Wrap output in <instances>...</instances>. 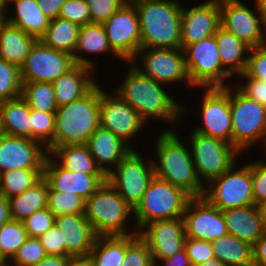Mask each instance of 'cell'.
<instances>
[{"label": "cell", "mask_w": 266, "mask_h": 266, "mask_svg": "<svg viewBox=\"0 0 266 266\" xmlns=\"http://www.w3.org/2000/svg\"><path fill=\"white\" fill-rule=\"evenodd\" d=\"M137 9L141 47L181 48L182 5L176 0H130Z\"/></svg>", "instance_id": "1"}, {"label": "cell", "mask_w": 266, "mask_h": 266, "mask_svg": "<svg viewBox=\"0 0 266 266\" xmlns=\"http://www.w3.org/2000/svg\"><path fill=\"white\" fill-rule=\"evenodd\" d=\"M100 126V88L96 84L86 95L58 106L55 112L54 147L86 144Z\"/></svg>", "instance_id": "2"}, {"label": "cell", "mask_w": 266, "mask_h": 266, "mask_svg": "<svg viewBox=\"0 0 266 266\" xmlns=\"http://www.w3.org/2000/svg\"><path fill=\"white\" fill-rule=\"evenodd\" d=\"M158 163L153 162L155 176L182 188L193 197H203L201 183L190 151L172 131H164L157 140Z\"/></svg>", "instance_id": "3"}, {"label": "cell", "mask_w": 266, "mask_h": 266, "mask_svg": "<svg viewBox=\"0 0 266 266\" xmlns=\"http://www.w3.org/2000/svg\"><path fill=\"white\" fill-rule=\"evenodd\" d=\"M125 78L116 95L136 110L145 121L155 117L173 123L178 118L183 109L162 89L163 84L147 77L135 66Z\"/></svg>", "instance_id": "4"}, {"label": "cell", "mask_w": 266, "mask_h": 266, "mask_svg": "<svg viewBox=\"0 0 266 266\" xmlns=\"http://www.w3.org/2000/svg\"><path fill=\"white\" fill-rule=\"evenodd\" d=\"M133 208L105 181L85 200L84 216L97 236H127L125 220Z\"/></svg>", "instance_id": "5"}, {"label": "cell", "mask_w": 266, "mask_h": 266, "mask_svg": "<svg viewBox=\"0 0 266 266\" xmlns=\"http://www.w3.org/2000/svg\"><path fill=\"white\" fill-rule=\"evenodd\" d=\"M192 197L182 188L154 176L141 201L133 209L140 230L155 220L183 218Z\"/></svg>", "instance_id": "6"}, {"label": "cell", "mask_w": 266, "mask_h": 266, "mask_svg": "<svg viewBox=\"0 0 266 266\" xmlns=\"http://www.w3.org/2000/svg\"><path fill=\"white\" fill-rule=\"evenodd\" d=\"M235 90L234 95L230 90L232 145L241 152L263 139L266 146V107Z\"/></svg>", "instance_id": "7"}, {"label": "cell", "mask_w": 266, "mask_h": 266, "mask_svg": "<svg viewBox=\"0 0 266 266\" xmlns=\"http://www.w3.org/2000/svg\"><path fill=\"white\" fill-rule=\"evenodd\" d=\"M182 50L188 77L193 86L224 87L223 81L230 75L222 68L215 35L187 45Z\"/></svg>", "instance_id": "8"}, {"label": "cell", "mask_w": 266, "mask_h": 266, "mask_svg": "<svg viewBox=\"0 0 266 266\" xmlns=\"http://www.w3.org/2000/svg\"><path fill=\"white\" fill-rule=\"evenodd\" d=\"M232 165L220 177L210 181L211 192L206 188L203 197L221 211L255 205L252 192V163L239 170ZM215 183V184H214Z\"/></svg>", "instance_id": "9"}, {"label": "cell", "mask_w": 266, "mask_h": 266, "mask_svg": "<svg viewBox=\"0 0 266 266\" xmlns=\"http://www.w3.org/2000/svg\"><path fill=\"white\" fill-rule=\"evenodd\" d=\"M145 164L133 149L116 166V171L111 170L107 175V181L133 209L155 176L153 162Z\"/></svg>", "instance_id": "10"}, {"label": "cell", "mask_w": 266, "mask_h": 266, "mask_svg": "<svg viewBox=\"0 0 266 266\" xmlns=\"http://www.w3.org/2000/svg\"><path fill=\"white\" fill-rule=\"evenodd\" d=\"M191 146V156L198 177L208 182L220 177L236 164L234 155L239 153L232 144L195 131L191 135Z\"/></svg>", "instance_id": "11"}, {"label": "cell", "mask_w": 266, "mask_h": 266, "mask_svg": "<svg viewBox=\"0 0 266 266\" xmlns=\"http://www.w3.org/2000/svg\"><path fill=\"white\" fill-rule=\"evenodd\" d=\"M103 26L112 50L121 59L132 63L141 48L139 16L135 5L128 0L103 23Z\"/></svg>", "instance_id": "12"}, {"label": "cell", "mask_w": 266, "mask_h": 266, "mask_svg": "<svg viewBox=\"0 0 266 266\" xmlns=\"http://www.w3.org/2000/svg\"><path fill=\"white\" fill-rule=\"evenodd\" d=\"M255 2L259 17L239 0H220L221 27L250 48L266 44V37L261 29V25L265 26V13L258 0Z\"/></svg>", "instance_id": "13"}, {"label": "cell", "mask_w": 266, "mask_h": 266, "mask_svg": "<svg viewBox=\"0 0 266 266\" xmlns=\"http://www.w3.org/2000/svg\"><path fill=\"white\" fill-rule=\"evenodd\" d=\"M73 56L38 39L20 67L22 83L53 82L75 66Z\"/></svg>", "instance_id": "14"}, {"label": "cell", "mask_w": 266, "mask_h": 266, "mask_svg": "<svg viewBox=\"0 0 266 266\" xmlns=\"http://www.w3.org/2000/svg\"><path fill=\"white\" fill-rule=\"evenodd\" d=\"M230 89L224 87H206L201 106L204 127L195 132L223 140L232 144V123L230 109Z\"/></svg>", "instance_id": "15"}, {"label": "cell", "mask_w": 266, "mask_h": 266, "mask_svg": "<svg viewBox=\"0 0 266 266\" xmlns=\"http://www.w3.org/2000/svg\"><path fill=\"white\" fill-rule=\"evenodd\" d=\"M148 49L147 51V48L141 47L133 59L136 62L137 57H142L143 68L135 66L141 73L161 84L184 79L192 85L185 67L182 48Z\"/></svg>", "instance_id": "16"}, {"label": "cell", "mask_w": 266, "mask_h": 266, "mask_svg": "<svg viewBox=\"0 0 266 266\" xmlns=\"http://www.w3.org/2000/svg\"><path fill=\"white\" fill-rule=\"evenodd\" d=\"M183 219L188 238L211 242L228 234L223 211L204 197H193L188 201Z\"/></svg>", "instance_id": "17"}, {"label": "cell", "mask_w": 266, "mask_h": 266, "mask_svg": "<svg viewBox=\"0 0 266 266\" xmlns=\"http://www.w3.org/2000/svg\"><path fill=\"white\" fill-rule=\"evenodd\" d=\"M139 230V236L150 248L154 261L174 256L185 248L186 232L183 218L155 220Z\"/></svg>", "instance_id": "18"}, {"label": "cell", "mask_w": 266, "mask_h": 266, "mask_svg": "<svg viewBox=\"0 0 266 266\" xmlns=\"http://www.w3.org/2000/svg\"><path fill=\"white\" fill-rule=\"evenodd\" d=\"M113 98L100 89V126L128 142L145 124V120L118 95Z\"/></svg>", "instance_id": "19"}, {"label": "cell", "mask_w": 266, "mask_h": 266, "mask_svg": "<svg viewBox=\"0 0 266 266\" xmlns=\"http://www.w3.org/2000/svg\"><path fill=\"white\" fill-rule=\"evenodd\" d=\"M34 139L3 134L0 138V173L15 169H44L48 151Z\"/></svg>", "instance_id": "20"}, {"label": "cell", "mask_w": 266, "mask_h": 266, "mask_svg": "<svg viewBox=\"0 0 266 266\" xmlns=\"http://www.w3.org/2000/svg\"><path fill=\"white\" fill-rule=\"evenodd\" d=\"M220 27V0H208L189 10L182 6L181 48L215 35Z\"/></svg>", "instance_id": "21"}, {"label": "cell", "mask_w": 266, "mask_h": 266, "mask_svg": "<svg viewBox=\"0 0 266 266\" xmlns=\"http://www.w3.org/2000/svg\"><path fill=\"white\" fill-rule=\"evenodd\" d=\"M56 161L47 156L43 178L53 190L58 192H73L86 200L103 182L107 181V174H84L70 171L57 164Z\"/></svg>", "instance_id": "22"}, {"label": "cell", "mask_w": 266, "mask_h": 266, "mask_svg": "<svg viewBox=\"0 0 266 266\" xmlns=\"http://www.w3.org/2000/svg\"><path fill=\"white\" fill-rule=\"evenodd\" d=\"M68 257L89 256L97 235L84 214H67L55 218Z\"/></svg>", "instance_id": "23"}, {"label": "cell", "mask_w": 266, "mask_h": 266, "mask_svg": "<svg viewBox=\"0 0 266 266\" xmlns=\"http://www.w3.org/2000/svg\"><path fill=\"white\" fill-rule=\"evenodd\" d=\"M86 145L97 165L107 175L111 170L106 166L116 167L132 150L121 138L101 126L91 135Z\"/></svg>", "instance_id": "24"}, {"label": "cell", "mask_w": 266, "mask_h": 266, "mask_svg": "<svg viewBox=\"0 0 266 266\" xmlns=\"http://www.w3.org/2000/svg\"><path fill=\"white\" fill-rule=\"evenodd\" d=\"M229 234L254 245L265 233L264 221L257 205L223 211Z\"/></svg>", "instance_id": "25"}, {"label": "cell", "mask_w": 266, "mask_h": 266, "mask_svg": "<svg viewBox=\"0 0 266 266\" xmlns=\"http://www.w3.org/2000/svg\"><path fill=\"white\" fill-rule=\"evenodd\" d=\"M91 67L76 64L67 73L52 82L57 106L71 103L86 95L96 83L86 75Z\"/></svg>", "instance_id": "26"}, {"label": "cell", "mask_w": 266, "mask_h": 266, "mask_svg": "<svg viewBox=\"0 0 266 266\" xmlns=\"http://www.w3.org/2000/svg\"><path fill=\"white\" fill-rule=\"evenodd\" d=\"M37 40L5 21L0 27V58L20 68Z\"/></svg>", "instance_id": "27"}, {"label": "cell", "mask_w": 266, "mask_h": 266, "mask_svg": "<svg viewBox=\"0 0 266 266\" xmlns=\"http://www.w3.org/2000/svg\"><path fill=\"white\" fill-rule=\"evenodd\" d=\"M139 232L127 236H97L89 257L95 266H122L127 247Z\"/></svg>", "instance_id": "28"}, {"label": "cell", "mask_w": 266, "mask_h": 266, "mask_svg": "<svg viewBox=\"0 0 266 266\" xmlns=\"http://www.w3.org/2000/svg\"><path fill=\"white\" fill-rule=\"evenodd\" d=\"M0 128L3 134L31 139L30 107L21 97L0 102Z\"/></svg>", "instance_id": "29"}, {"label": "cell", "mask_w": 266, "mask_h": 266, "mask_svg": "<svg viewBox=\"0 0 266 266\" xmlns=\"http://www.w3.org/2000/svg\"><path fill=\"white\" fill-rule=\"evenodd\" d=\"M9 2H15L17 15L6 17V22L40 39L45 34L50 19L42 12L37 0H8Z\"/></svg>", "instance_id": "30"}, {"label": "cell", "mask_w": 266, "mask_h": 266, "mask_svg": "<svg viewBox=\"0 0 266 266\" xmlns=\"http://www.w3.org/2000/svg\"><path fill=\"white\" fill-rule=\"evenodd\" d=\"M218 45V51L221 59L222 68L231 76L234 72L239 75L244 73L247 66V57H244V51L250 50V47L233 33L220 27L215 34ZM244 57V58H243ZM226 65L228 68H226Z\"/></svg>", "instance_id": "31"}, {"label": "cell", "mask_w": 266, "mask_h": 266, "mask_svg": "<svg viewBox=\"0 0 266 266\" xmlns=\"http://www.w3.org/2000/svg\"><path fill=\"white\" fill-rule=\"evenodd\" d=\"M49 184L42 178L32 188L8 199L12 220L23 221L37 210L48 207Z\"/></svg>", "instance_id": "32"}, {"label": "cell", "mask_w": 266, "mask_h": 266, "mask_svg": "<svg viewBox=\"0 0 266 266\" xmlns=\"http://www.w3.org/2000/svg\"><path fill=\"white\" fill-rule=\"evenodd\" d=\"M214 256L227 266H253V245L226 234L211 241Z\"/></svg>", "instance_id": "33"}, {"label": "cell", "mask_w": 266, "mask_h": 266, "mask_svg": "<svg viewBox=\"0 0 266 266\" xmlns=\"http://www.w3.org/2000/svg\"><path fill=\"white\" fill-rule=\"evenodd\" d=\"M48 154L61 159L58 164L67 170L84 174H105L90 154L86 144L55 146Z\"/></svg>", "instance_id": "34"}, {"label": "cell", "mask_w": 266, "mask_h": 266, "mask_svg": "<svg viewBox=\"0 0 266 266\" xmlns=\"http://www.w3.org/2000/svg\"><path fill=\"white\" fill-rule=\"evenodd\" d=\"M80 28V25L58 16L50 20L49 26L40 40L53 49L73 56Z\"/></svg>", "instance_id": "35"}, {"label": "cell", "mask_w": 266, "mask_h": 266, "mask_svg": "<svg viewBox=\"0 0 266 266\" xmlns=\"http://www.w3.org/2000/svg\"><path fill=\"white\" fill-rule=\"evenodd\" d=\"M110 50L117 55L109 44L103 24L90 23L81 26L79 37L74 51L73 59L75 64L86 65L93 68L94 63L77 55L78 52L102 53ZM77 52V53H76Z\"/></svg>", "instance_id": "36"}, {"label": "cell", "mask_w": 266, "mask_h": 266, "mask_svg": "<svg viewBox=\"0 0 266 266\" xmlns=\"http://www.w3.org/2000/svg\"><path fill=\"white\" fill-rule=\"evenodd\" d=\"M43 178V169H15L0 173V194L12 198Z\"/></svg>", "instance_id": "37"}, {"label": "cell", "mask_w": 266, "mask_h": 266, "mask_svg": "<svg viewBox=\"0 0 266 266\" xmlns=\"http://www.w3.org/2000/svg\"><path fill=\"white\" fill-rule=\"evenodd\" d=\"M21 98L28 104L30 109L56 112L58 108L55 102L52 82L23 83Z\"/></svg>", "instance_id": "38"}, {"label": "cell", "mask_w": 266, "mask_h": 266, "mask_svg": "<svg viewBox=\"0 0 266 266\" xmlns=\"http://www.w3.org/2000/svg\"><path fill=\"white\" fill-rule=\"evenodd\" d=\"M28 238L22 221L10 219L0 228V260L12 258Z\"/></svg>", "instance_id": "39"}, {"label": "cell", "mask_w": 266, "mask_h": 266, "mask_svg": "<svg viewBox=\"0 0 266 266\" xmlns=\"http://www.w3.org/2000/svg\"><path fill=\"white\" fill-rule=\"evenodd\" d=\"M48 208L55 217L67 214H84L85 200L73 192H58L49 186Z\"/></svg>", "instance_id": "40"}, {"label": "cell", "mask_w": 266, "mask_h": 266, "mask_svg": "<svg viewBox=\"0 0 266 266\" xmlns=\"http://www.w3.org/2000/svg\"><path fill=\"white\" fill-rule=\"evenodd\" d=\"M31 139L46 144L48 153L54 148L55 112L30 109Z\"/></svg>", "instance_id": "41"}, {"label": "cell", "mask_w": 266, "mask_h": 266, "mask_svg": "<svg viewBox=\"0 0 266 266\" xmlns=\"http://www.w3.org/2000/svg\"><path fill=\"white\" fill-rule=\"evenodd\" d=\"M20 68L0 58V102L21 97Z\"/></svg>", "instance_id": "42"}, {"label": "cell", "mask_w": 266, "mask_h": 266, "mask_svg": "<svg viewBox=\"0 0 266 266\" xmlns=\"http://www.w3.org/2000/svg\"><path fill=\"white\" fill-rule=\"evenodd\" d=\"M48 255L36 237H28L11 258L16 266H31Z\"/></svg>", "instance_id": "43"}, {"label": "cell", "mask_w": 266, "mask_h": 266, "mask_svg": "<svg viewBox=\"0 0 266 266\" xmlns=\"http://www.w3.org/2000/svg\"><path fill=\"white\" fill-rule=\"evenodd\" d=\"M55 216L49 208L37 210L29 217L25 218L22 223L27 231L28 237L38 238L55 225Z\"/></svg>", "instance_id": "44"}, {"label": "cell", "mask_w": 266, "mask_h": 266, "mask_svg": "<svg viewBox=\"0 0 266 266\" xmlns=\"http://www.w3.org/2000/svg\"><path fill=\"white\" fill-rule=\"evenodd\" d=\"M122 266H155L150 248L140 236L127 247Z\"/></svg>", "instance_id": "45"}, {"label": "cell", "mask_w": 266, "mask_h": 266, "mask_svg": "<svg viewBox=\"0 0 266 266\" xmlns=\"http://www.w3.org/2000/svg\"><path fill=\"white\" fill-rule=\"evenodd\" d=\"M59 17L67 19L80 26L91 23L86 0H66L61 7Z\"/></svg>", "instance_id": "46"}, {"label": "cell", "mask_w": 266, "mask_h": 266, "mask_svg": "<svg viewBox=\"0 0 266 266\" xmlns=\"http://www.w3.org/2000/svg\"><path fill=\"white\" fill-rule=\"evenodd\" d=\"M128 0H86L91 23L103 24Z\"/></svg>", "instance_id": "47"}, {"label": "cell", "mask_w": 266, "mask_h": 266, "mask_svg": "<svg viewBox=\"0 0 266 266\" xmlns=\"http://www.w3.org/2000/svg\"><path fill=\"white\" fill-rule=\"evenodd\" d=\"M248 52H252L247 56V66L244 73L251 78L266 83V44L250 48Z\"/></svg>", "instance_id": "48"}, {"label": "cell", "mask_w": 266, "mask_h": 266, "mask_svg": "<svg viewBox=\"0 0 266 266\" xmlns=\"http://www.w3.org/2000/svg\"><path fill=\"white\" fill-rule=\"evenodd\" d=\"M185 249L192 266H197L212 258H215L210 241L186 237Z\"/></svg>", "instance_id": "49"}, {"label": "cell", "mask_w": 266, "mask_h": 266, "mask_svg": "<svg viewBox=\"0 0 266 266\" xmlns=\"http://www.w3.org/2000/svg\"><path fill=\"white\" fill-rule=\"evenodd\" d=\"M60 230L54 225L38 237L48 256H67L64 243H62Z\"/></svg>", "instance_id": "50"}, {"label": "cell", "mask_w": 266, "mask_h": 266, "mask_svg": "<svg viewBox=\"0 0 266 266\" xmlns=\"http://www.w3.org/2000/svg\"><path fill=\"white\" fill-rule=\"evenodd\" d=\"M252 192L255 205L266 199V163H252Z\"/></svg>", "instance_id": "51"}, {"label": "cell", "mask_w": 266, "mask_h": 266, "mask_svg": "<svg viewBox=\"0 0 266 266\" xmlns=\"http://www.w3.org/2000/svg\"><path fill=\"white\" fill-rule=\"evenodd\" d=\"M248 79L247 84L244 86H238V90L246 97L255 100L260 105L266 107V83L251 77H248L245 73L241 74Z\"/></svg>", "instance_id": "52"}, {"label": "cell", "mask_w": 266, "mask_h": 266, "mask_svg": "<svg viewBox=\"0 0 266 266\" xmlns=\"http://www.w3.org/2000/svg\"><path fill=\"white\" fill-rule=\"evenodd\" d=\"M66 0H37L42 12L50 19L59 16L62 5Z\"/></svg>", "instance_id": "53"}, {"label": "cell", "mask_w": 266, "mask_h": 266, "mask_svg": "<svg viewBox=\"0 0 266 266\" xmlns=\"http://www.w3.org/2000/svg\"><path fill=\"white\" fill-rule=\"evenodd\" d=\"M253 266H266V233L253 245Z\"/></svg>", "instance_id": "54"}, {"label": "cell", "mask_w": 266, "mask_h": 266, "mask_svg": "<svg viewBox=\"0 0 266 266\" xmlns=\"http://www.w3.org/2000/svg\"><path fill=\"white\" fill-rule=\"evenodd\" d=\"M164 266H192L190 259L187 256L186 249L177 252L174 256L163 259ZM155 266H157L155 264Z\"/></svg>", "instance_id": "55"}, {"label": "cell", "mask_w": 266, "mask_h": 266, "mask_svg": "<svg viewBox=\"0 0 266 266\" xmlns=\"http://www.w3.org/2000/svg\"><path fill=\"white\" fill-rule=\"evenodd\" d=\"M68 261V256H47L31 266H67Z\"/></svg>", "instance_id": "56"}, {"label": "cell", "mask_w": 266, "mask_h": 266, "mask_svg": "<svg viewBox=\"0 0 266 266\" xmlns=\"http://www.w3.org/2000/svg\"><path fill=\"white\" fill-rule=\"evenodd\" d=\"M10 219L8 198L0 194V228Z\"/></svg>", "instance_id": "57"}, {"label": "cell", "mask_w": 266, "mask_h": 266, "mask_svg": "<svg viewBox=\"0 0 266 266\" xmlns=\"http://www.w3.org/2000/svg\"><path fill=\"white\" fill-rule=\"evenodd\" d=\"M67 266H95L89 256L86 257H69Z\"/></svg>", "instance_id": "58"}, {"label": "cell", "mask_w": 266, "mask_h": 266, "mask_svg": "<svg viewBox=\"0 0 266 266\" xmlns=\"http://www.w3.org/2000/svg\"><path fill=\"white\" fill-rule=\"evenodd\" d=\"M256 205H257V208L259 210L260 216L262 217V219L264 221V226L266 229V199L261 200Z\"/></svg>", "instance_id": "59"}, {"label": "cell", "mask_w": 266, "mask_h": 266, "mask_svg": "<svg viewBox=\"0 0 266 266\" xmlns=\"http://www.w3.org/2000/svg\"><path fill=\"white\" fill-rule=\"evenodd\" d=\"M197 266H227L224 263H222L220 260L216 258H212L202 264H199Z\"/></svg>", "instance_id": "60"}, {"label": "cell", "mask_w": 266, "mask_h": 266, "mask_svg": "<svg viewBox=\"0 0 266 266\" xmlns=\"http://www.w3.org/2000/svg\"><path fill=\"white\" fill-rule=\"evenodd\" d=\"M9 5V3H8V0H0V12H4L5 13V11H7V10H5L6 9V5Z\"/></svg>", "instance_id": "61"}, {"label": "cell", "mask_w": 266, "mask_h": 266, "mask_svg": "<svg viewBox=\"0 0 266 266\" xmlns=\"http://www.w3.org/2000/svg\"><path fill=\"white\" fill-rule=\"evenodd\" d=\"M258 2L261 6L262 11H266V0H258Z\"/></svg>", "instance_id": "62"}, {"label": "cell", "mask_w": 266, "mask_h": 266, "mask_svg": "<svg viewBox=\"0 0 266 266\" xmlns=\"http://www.w3.org/2000/svg\"><path fill=\"white\" fill-rule=\"evenodd\" d=\"M5 13L4 12H0V27L4 24V22L6 21L5 19Z\"/></svg>", "instance_id": "63"}, {"label": "cell", "mask_w": 266, "mask_h": 266, "mask_svg": "<svg viewBox=\"0 0 266 266\" xmlns=\"http://www.w3.org/2000/svg\"><path fill=\"white\" fill-rule=\"evenodd\" d=\"M0 266H10L5 260H0ZM11 266H16L14 263Z\"/></svg>", "instance_id": "64"}, {"label": "cell", "mask_w": 266, "mask_h": 266, "mask_svg": "<svg viewBox=\"0 0 266 266\" xmlns=\"http://www.w3.org/2000/svg\"><path fill=\"white\" fill-rule=\"evenodd\" d=\"M265 13V28H266V11H263ZM266 31V30H265Z\"/></svg>", "instance_id": "65"}, {"label": "cell", "mask_w": 266, "mask_h": 266, "mask_svg": "<svg viewBox=\"0 0 266 266\" xmlns=\"http://www.w3.org/2000/svg\"><path fill=\"white\" fill-rule=\"evenodd\" d=\"M2 135H3V131H2V129L0 128V138H1Z\"/></svg>", "instance_id": "66"}]
</instances>
